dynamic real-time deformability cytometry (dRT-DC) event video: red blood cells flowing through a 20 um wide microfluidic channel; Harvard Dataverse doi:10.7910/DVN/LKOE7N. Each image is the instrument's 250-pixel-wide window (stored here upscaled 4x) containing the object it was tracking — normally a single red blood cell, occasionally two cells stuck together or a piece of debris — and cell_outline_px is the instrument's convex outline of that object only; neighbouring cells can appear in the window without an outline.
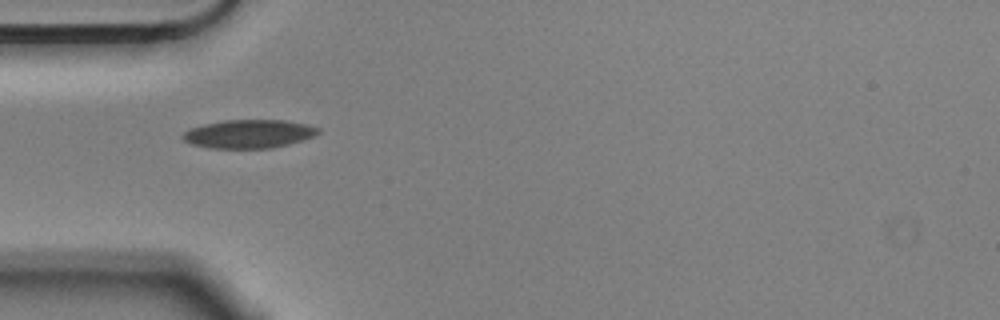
{"species": "Egyptian fruit bat (a non-hibernating species)", "species_latin": "Rousettus aegyptiacus", "temperature_condition": "cold", "stored_images_in_passage": 3, "camera_frame_rate_fps": 3000, "um_per_image_px": 0.085, "animal": {"sex": "male"}, "frame": {"image": 1, "passage_image": 1, "time_ms": 0.0, "image_size_px": [1000, 320], "cell_outline_px": [[320, 132], [312, 136], [288, 144], [272, 148], [208, 148], [192, 144], [184, 140], [180, 136], [188, 128], [204, 124], [224, 120], [284, 120], [308, 124], [320, 128]], "centroid_in_image_um": [21.12, 11.37], "position_along_channel_um": 63.9, "area_um2": 22.48}}
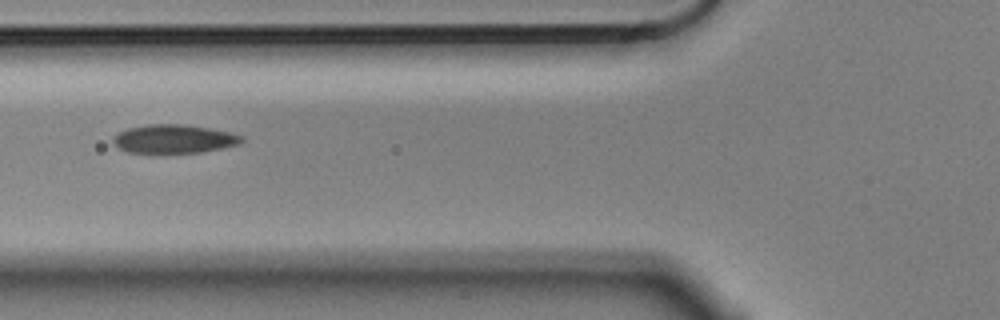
{"frame": {"image": 2, "passage_image": 2, "time_ms": 0.333, "image_size_px": [1000, 320], "cell_outline_px": [[244, 140], [240, 144], [200, 152], [128, 152], [112, 144], [112, 136], [128, 128], [148, 124], [184, 124], [208, 128], [228, 132], [244, 136]], "centroid_in_image_um": [14.77, 11.79], "position_along_channel_um": 111.0, "area_um2": 21.21}}
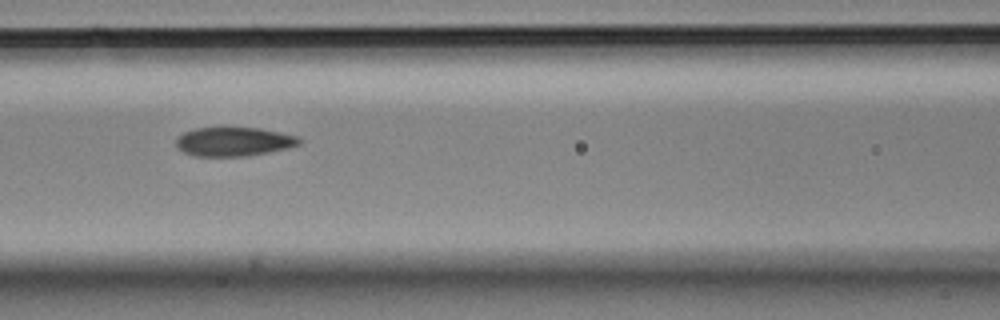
{"frame": {"image": 3, "passage_image": 3, "time_ms": 0.667, "image_size_px": [1000, 320], "cell_outline_px": [[300, 144], [288, 148], [248, 156], [192, 156], [176, 148], [176, 136], [184, 132], [196, 128], [220, 124], [224, 124], [260, 128], [300, 136]], "centroid_in_image_um": [19.83, 11.98], "position_along_channel_um": 146.8, "area_um2": 21.91}}